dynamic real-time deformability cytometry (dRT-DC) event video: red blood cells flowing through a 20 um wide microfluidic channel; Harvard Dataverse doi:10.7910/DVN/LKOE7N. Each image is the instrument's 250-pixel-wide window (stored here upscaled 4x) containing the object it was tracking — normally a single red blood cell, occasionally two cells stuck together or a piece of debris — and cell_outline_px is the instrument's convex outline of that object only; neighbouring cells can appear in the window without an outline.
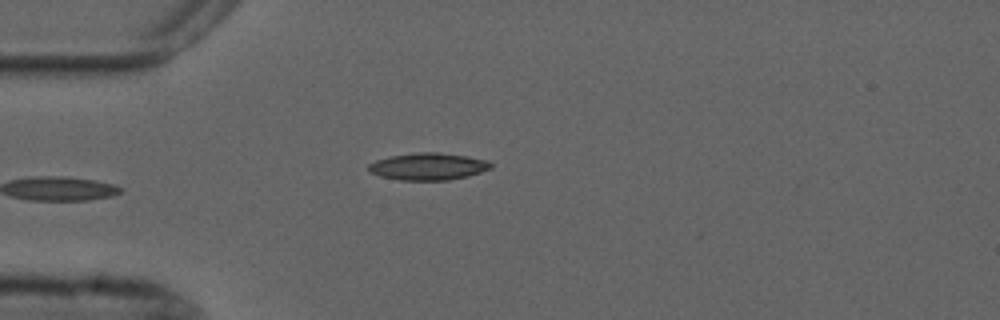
{"species": "common noctule bat (a hibernating species)", "species_latin": "Nyctalus noctula", "temperature_condition": "cold", "stored_images_in_passage": 7, "camera_frame_rate_fps": 3000, "um_per_image_px": 0.085, "animal": {"sex": "male", "forearm_length_mm": 52.5}, "frame": {"image": 1, "passage_image": 6, "time_ms": 6.0, "image_size_px": [1000, 320], "cell_outline_px": [[492, 168], [468, 176], [448, 180], [400, 180], [380, 176], [368, 172], [368, 164], [376, 160], [388, 156], [416, 152], [440, 152], [488, 160], [492, 164]], "centroid_in_image_um": [36.36, 14.14], "position_along_channel_um": 48.6, "area_um2": 19.42}}